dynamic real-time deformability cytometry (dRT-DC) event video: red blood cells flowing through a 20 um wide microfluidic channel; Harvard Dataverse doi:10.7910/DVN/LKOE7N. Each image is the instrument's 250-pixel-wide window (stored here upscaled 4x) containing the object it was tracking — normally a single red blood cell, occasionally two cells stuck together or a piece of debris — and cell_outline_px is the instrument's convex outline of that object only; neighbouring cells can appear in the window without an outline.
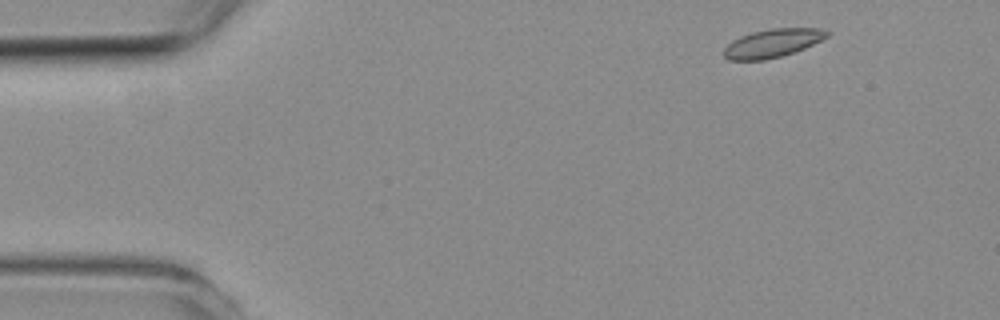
{"species": "common noctule bat (a hibernating species)", "species_latin": "Nyctalus noctula", "temperature_condition": "room temperature", "stored_images_in_passage": 5, "camera_frame_rate_fps": 3000, "um_per_image_px": 0.085, "animal": {"sex": "female", "body_mass_g": 19.3, "forearm_length_mm": 54.1}, "frame": {"image": 1, "passage_image": 1, "time_ms": 0.0, "image_size_px": [1000, 320], "cell_outline_px": [[828, 36], [804, 48], [780, 56], [764, 60], [728, 60], [724, 56], [724, 48], [732, 40], [740, 36], [752, 32], [772, 28], [820, 28], [828, 32]], "centroid_in_image_um": [65.62, 3.66], "position_along_channel_um": 19.4, "area_um2": 16.82}}
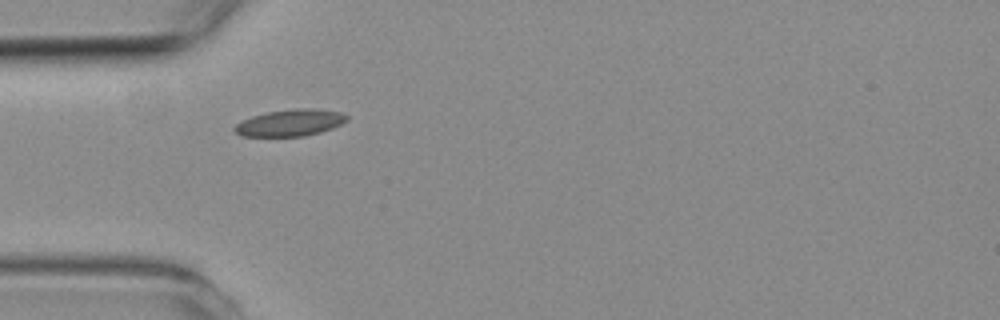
{"frame": {"image": 2, "passage_image": 4, "time_ms": 3.333, "image_size_px": [1000, 320], "cell_outline_px": [[348, 120], [332, 128], [320, 132], [304, 136], [244, 136], [236, 132], [232, 128], [236, 124], [252, 116], [268, 112], [296, 108], [308, 108], [340, 112], [348, 116]], "centroid_in_image_um": [24.67, 10.43], "position_along_channel_um": 60.3, "area_um2": 17.22}}
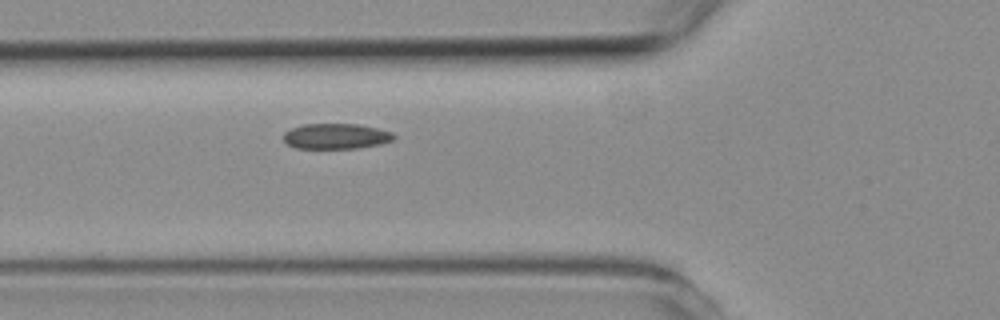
{"frame": {"image": 3, "passage_image": 5, "time_ms": 4.333, "image_size_px": [1000, 320], "cell_outline_px": [[396, 136], [392, 140], [380, 144], [356, 148], [296, 148], [288, 144], [284, 140], [284, 132], [292, 128], [304, 124], [356, 124], [376, 128], [392, 132]], "centroid_in_image_um": [28.56, 11.58], "position_along_channel_um": 97.2, "area_um2": 16.18}}